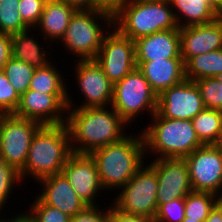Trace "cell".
Returning <instances> with one entry per match:
<instances>
[{"instance_id":"1","label":"cell","mask_w":222,"mask_h":222,"mask_svg":"<svg viewBox=\"0 0 222 222\" xmlns=\"http://www.w3.org/2000/svg\"><path fill=\"white\" fill-rule=\"evenodd\" d=\"M109 107L67 108L65 124L70 133L73 153L90 154L128 135L125 132L128 124Z\"/></svg>"},{"instance_id":"2","label":"cell","mask_w":222,"mask_h":222,"mask_svg":"<svg viewBox=\"0 0 222 222\" xmlns=\"http://www.w3.org/2000/svg\"><path fill=\"white\" fill-rule=\"evenodd\" d=\"M72 154L70 133L65 123L41 125L32 137L25 166L19 172L21 181L30 177L38 182L62 173Z\"/></svg>"},{"instance_id":"3","label":"cell","mask_w":222,"mask_h":222,"mask_svg":"<svg viewBox=\"0 0 222 222\" xmlns=\"http://www.w3.org/2000/svg\"><path fill=\"white\" fill-rule=\"evenodd\" d=\"M145 142L140 135L129 134L121 141L99 147L90 153L95 160L103 191L121 189L145 164Z\"/></svg>"},{"instance_id":"4","label":"cell","mask_w":222,"mask_h":222,"mask_svg":"<svg viewBox=\"0 0 222 222\" xmlns=\"http://www.w3.org/2000/svg\"><path fill=\"white\" fill-rule=\"evenodd\" d=\"M152 121L141 129L145 142V153L159 158H185L204 145L198 138L191 120L168 119L157 112Z\"/></svg>"},{"instance_id":"5","label":"cell","mask_w":222,"mask_h":222,"mask_svg":"<svg viewBox=\"0 0 222 222\" xmlns=\"http://www.w3.org/2000/svg\"><path fill=\"white\" fill-rule=\"evenodd\" d=\"M113 27L133 41L178 28L169 0H130L113 16Z\"/></svg>"},{"instance_id":"6","label":"cell","mask_w":222,"mask_h":222,"mask_svg":"<svg viewBox=\"0 0 222 222\" xmlns=\"http://www.w3.org/2000/svg\"><path fill=\"white\" fill-rule=\"evenodd\" d=\"M98 20H101V23ZM111 28H113L112 15L97 9L77 10L60 40L63 44L61 46L65 47L69 55L70 53L76 55L77 61L95 59L104 37L112 30Z\"/></svg>"},{"instance_id":"7","label":"cell","mask_w":222,"mask_h":222,"mask_svg":"<svg viewBox=\"0 0 222 222\" xmlns=\"http://www.w3.org/2000/svg\"><path fill=\"white\" fill-rule=\"evenodd\" d=\"M157 102L158 95L137 67L114 84L111 107L129 125L146 110L152 117L157 111Z\"/></svg>"},{"instance_id":"8","label":"cell","mask_w":222,"mask_h":222,"mask_svg":"<svg viewBox=\"0 0 222 222\" xmlns=\"http://www.w3.org/2000/svg\"><path fill=\"white\" fill-rule=\"evenodd\" d=\"M146 164L119 190L112 205L124 214L154 219L158 209V177L156 170Z\"/></svg>"},{"instance_id":"9","label":"cell","mask_w":222,"mask_h":222,"mask_svg":"<svg viewBox=\"0 0 222 222\" xmlns=\"http://www.w3.org/2000/svg\"><path fill=\"white\" fill-rule=\"evenodd\" d=\"M39 122L11 114H4L0 121V155L20 172L28 156L34 133Z\"/></svg>"},{"instance_id":"10","label":"cell","mask_w":222,"mask_h":222,"mask_svg":"<svg viewBox=\"0 0 222 222\" xmlns=\"http://www.w3.org/2000/svg\"><path fill=\"white\" fill-rule=\"evenodd\" d=\"M185 160L192 190L209 192L222 199V150L214 144H204L186 156Z\"/></svg>"},{"instance_id":"11","label":"cell","mask_w":222,"mask_h":222,"mask_svg":"<svg viewBox=\"0 0 222 222\" xmlns=\"http://www.w3.org/2000/svg\"><path fill=\"white\" fill-rule=\"evenodd\" d=\"M75 77L77 85L85 98L83 104L75 106L71 95L67 94V108H87L111 106L114 84L108 79L95 59L75 61ZM70 96V97H69ZM75 107H74V106Z\"/></svg>"},{"instance_id":"12","label":"cell","mask_w":222,"mask_h":222,"mask_svg":"<svg viewBox=\"0 0 222 222\" xmlns=\"http://www.w3.org/2000/svg\"><path fill=\"white\" fill-rule=\"evenodd\" d=\"M104 37L96 62L108 79L115 84L137 67L135 41L112 28Z\"/></svg>"},{"instance_id":"13","label":"cell","mask_w":222,"mask_h":222,"mask_svg":"<svg viewBox=\"0 0 222 222\" xmlns=\"http://www.w3.org/2000/svg\"><path fill=\"white\" fill-rule=\"evenodd\" d=\"M68 93H42L27 90L20 96L16 116L31 119L41 125L66 123Z\"/></svg>"},{"instance_id":"14","label":"cell","mask_w":222,"mask_h":222,"mask_svg":"<svg viewBox=\"0 0 222 222\" xmlns=\"http://www.w3.org/2000/svg\"><path fill=\"white\" fill-rule=\"evenodd\" d=\"M204 108L196 83L185 79L158 96L156 112L168 119L192 120Z\"/></svg>"},{"instance_id":"15","label":"cell","mask_w":222,"mask_h":222,"mask_svg":"<svg viewBox=\"0 0 222 222\" xmlns=\"http://www.w3.org/2000/svg\"><path fill=\"white\" fill-rule=\"evenodd\" d=\"M149 164L158 177L157 205L185 198L193 191L185 158H159Z\"/></svg>"},{"instance_id":"16","label":"cell","mask_w":222,"mask_h":222,"mask_svg":"<svg viewBox=\"0 0 222 222\" xmlns=\"http://www.w3.org/2000/svg\"><path fill=\"white\" fill-rule=\"evenodd\" d=\"M62 173L68 179L73 190L87 206H96V197L102 194L95 160L90 154L73 153L65 163Z\"/></svg>"},{"instance_id":"17","label":"cell","mask_w":222,"mask_h":222,"mask_svg":"<svg viewBox=\"0 0 222 222\" xmlns=\"http://www.w3.org/2000/svg\"><path fill=\"white\" fill-rule=\"evenodd\" d=\"M222 48V16L217 20L180 28V54L184 64L192 57Z\"/></svg>"},{"instance_id":"18","label":"cell","mask_w":222,"mask_h":222,"mask_svg":"<svg viewBox=\"0 0 222 222\" xmlns=\"http://www.w3.org/2000/svg\"><path fill=\"white\" fill-rule=\"evenodd\" d=\"M43 189L37 197L45 204L60 209L72 217L87 205L78 197L63 173L54 174L38 181ZM42 185V186H41Z\"/></svg>"},{"instance_id":"19","label":"cell","mask_w":222,"mask_h":222,"mask_svg":"<svg viewBox=\"0 0 222 222\" xmlns=\"http://www.w3.org/2000/svg\"><path fill=\"white\" fill-rule=\"evenodd\" d=\"M136 61L182 59L180 28L156 32L135 40Z\"/></svg>"},{"instance_id":"20","label":"cell","mask_w":222,"mask_h":222,"mask_svg":"<svg viewBox=\"0 0 222 222\" xmlns=\"http://www.w3.org/2000/svg\"><path fill=\"white\" fill-rule=\"evenodd\" d=\"M136 65L158 96L186 79L183 59L136 61Z\"/></svg>"},{"instance_id":"21","label":"cell","mask_w":222,"mask_h":222,"mask_svg":"<svg viewBox=\"0 0 222 222\" xmlns=\"http://www.w3.org/2000/svg\"><path fill=\"white\" fill-rule=\"evenodd\" d=\"M77 9L63 0H46L38 24L34 27L41 33L45 43L60 41L64 36L71 17ZM47 39V40H46Z\"/></svg>"},{"instance_id":"22","label":"cell","mask_w":222,"mask_h":222,"mask_svg":"<svg viewBox=\"0 0 222 222\" xmlns=\"http://www.w3.org/2000/svg\"><path fill=\"white\" fill-rule=\"evenodd\" d=\"M169 2L178 28L206 24L221 16L208 0H169Z\"/></svg>"},{"instance_id":"23","label":"cell","mask_w":222,"mask_h":222,"mask_svg":"<svg viewBox=\"0 0 222 222\" xmlns=\"http://www.w3.org/2000/svg\"><path fill=\"white\" fill-rule=\"evenodd\" d=\"M31 30H34V28L11 35L12 57L38 69L45 67L52 61L48 60L47 51L37 42L39 38L35 39Z\"/></svg>"},{"instance_id":"24","label":"cell","mask_w":222,"mask_h":222,"mask_svg":"<svg viewBox=\"0 0 222 222\" xmlns=\"http://www.w3.org/2000/svg\"><path fill=\"white\" fill-rule=\"evenodd\" d=\"M185 78L199 80L222 73V48L190 58L185 64Z\"/></svg>"},{"instance_id":"25","label":"cell","mask_w":222,"mask_h":222,"mask_svg":"<svg viewBox=\"0 0 222 222\" xmlns=\"http://www.w3.org/2000/svg\"><path fill=\"white\" fill-rule=\"evenodd\" d=\"M51 62L45 67L35 69L31 79L29 90L42 93H68V85L64 82L66 79L57 70V65Z\"/></svg>"},{"instance_id":"26","label":"cell","mask_w":222,"mask_h":222,"mask_svg":"<svg viewBox=\"0 0 222 222\" xmlns=\"http://www.w3.org/2000/svg\"><path fill=\"white\" fill-rule=\"evenodd\" d=\"M191 121L203 144H215L222 127V111L204 108Z\"/></svg>"},{"instance_id":"27","label":"cell","mask_w":222,"mask_h":222,"mask_svg":"<svg viewBox=\"0 0 222 222\" xmlns=\"http://www.w3.org/2000/svg\"><path fill=\"white\" fill-rule=\"evenodd\" d=\"M221 200L209 192L192 191L185 197V217L204 222L210 211Z\"/></svg>"},{"instance_id":"28","label":"cell","mask_w":222,"mask_h":222,"mask_svg":"<svg viewBox=\"0 0 222 222\" xmlns=\"http://www.w3.org/2000/svg\"><path fill=\"white\" fill-rule=\"evenodd\" d=\"M3 71L15 91L21 96L29 89L35 68L11 57L4 65Z\"/></svg>"},{"instance_id":"29","label":"cell","mask_w":222,"mask_h":222,"mask_svg":"<svg viewBox=\"0 0 222 222\" xmlns=\"http://www.w3.org/2000/svg\"><path fill=\"white\" fill-rule=\"evenodd\" d=\"M20 0H0V32L13 35L29 29L18 12Z\"/></svg>"},{"instance_id":"30","label":"cell","mask_w":222,"mask_h":222,"mask_svg":"<svg viewBox=\"0 0 222 222\" xmlns=\"http://www.w3.org/2000/svg\"><path fill=\"white\" fill-rule=\"evenodd\" d=\"M200 91L205 108L222 111V83L215 77L194 81Z\"/></svg>"},{"instance_id":"31","label":"cell","mask_w":222,"mask_h":222,"mask_svg":"<svg viewBox=\"0 0 222 222\" xmlns=\"http://www.w3.org/2000/svg\"><path fill=\"white\" fill-rule=\"evenodd\" d=\"M21 182L19 172L0 155V209H4L3 207L8 203L13 187L17 184L22 186Z\"/></svg>"},{"instance_id":"32","label":"cell","mask_w":222,"mask_h":222,"mask_svg":"<svg viewBox=\"0 0 222 222\" xmlns=\"http://www.w3.org/2000/svg\"><path fill=\"white\" fill-rule=\"evenodd\" d=\"M28 211L33 215L37 222H70V216L63 213L60 209L45 205L37 196L34 198Z\"/></svg>"},{"instance_id":"33","label":"cell","mask_w":222,"mask_h":222,"mask_svg":"<svg viewBox=\"0 0 222 222\" xmlns=\"http://www.w3.org/2000/svg\"><path fill=\"white\" fill-rule=\"evenodd\" d=\"M185 198H178L158 205L155 222H181L184 218Z\"/></svg>"},{"instance_id":"34","label":"cell","mask_w":222,"mask_h":222,"mask_svg":"<svg viewBox=\"0 0 222 222\" xmlns=\"http://www.w3.org/2000/svg\"><path fill=\"white\" fill-rule=\"evenodd\" d=\"M20 102V96L15 91L3 70H0V111L4 114L14 113Z\"/></svg>"},{"instance_id":"35","label":"cell","mask_w":222,"mask_h":222,"mask_svg":"<svg viewBox=\"0 0 222 222\" xmlns=\"http://www.w3.org/2000/svg\"><path fill=\"white\" fill-rule=\"evenodd\" d=\"M46 0H20L18 12L21 19L29 27L34 28L41 17Z\"/></svg>"},{"instance_id":"36","label":"cell","mask_w":222,"mask_h":222,"mask_svg":"<svg viewBox=\"0 0 222 222\" xmlns=\"http://www.w3.org/2000/svg\"><path fill=\"white\" fill-rule=\"evenodd\" d=\"M100 206H86L81 212L70 217V222H110L111 206L101 210Z\"/></svg>"},{"instance_id":"37","label":"cell","mask_w":222,"mask_h":222,"mask_svg":"<svg viewBox=\"0 0 222 222\" xmlns=\"http://www.w3.org/2000/svg\"><path fill=\"white\" fill-rule=\"evenodd\" d=\"M12 57L11 35L0 32V70Z\"/></svg>"},{"instance_id":"38","label":"cell","mask_w":222,"mask_h":222,"mask_svg":"<svg viewBox=\"0 0 222 222\" xmlns=\"http://www.w3.org/2000/svg\"><path fill=\"white\" fill-rule=\"evenodd\" d=\"M110 222H155L152 218L128 215L117 210L111 203Z\"/></svg>"},{"instance_id":"39","label":"cell","mask_w":222,"mask_h":222,"mask_svg":"<svg viewBox=\"0 0 222 222\" xmlns=\"http://www.w3.org/2000/svg\"><path fill=\"white\" fill-rule=\"evenodd\" d=\"M130 0H96V9L114 16Z\"/></svg>"},{"instance_id":"40","label":"cell","mask_w":222,"mask_h":222,"mask_svg":"<svg viewBox=\"0 0 222 222\" xmlns=\"http://www.w3.org/2000/svg\"><path fill=\"white\" fill-rule=\"evenodd\" d=\"M77 10H94L96 9V0H63Z\"/></svg>"},{"instance_id":"41","label":"cell","mask_w":222,"mask_h":222,"mask_svg":"<svg viewBox=\"0 0 222 222\" xmlns=\"http://www.w3.org/2000/svg\"><path fill=\"white\" fill-rule=\"evenodd\" d=\"M204 222H222V200L214 206Z\"/></svg>"},{"instance_id":"42","label":"cell","mask_w":222,"mask_h":222,"mask_svg":"<svg viewBox=\"0 0 222 222\" xmlns=\"http://www.w3.org/2000/svg\"><path fill=\"white\" fill-rule=\"evenodd\" d=\"M14 217V218H13ZM10 218V222H37V220L33 217L29 211H24L23 213H18L17 215Z\"/></svg>"},{"instance_id":"43","label":"cell","mask_w":222,"mask_h":222,"mask_svg":"<svg viewBox=\"0 0 222 222\" xmlns=\"http://www.w3.org/2000/svg\"><path fill=\"white\" fill-rule=\"evenodd\" d=\"M214 9L222 16V0H208Z\"/></svg>"},{"instance_id":"44","label":"cell","mask_w":222,"mask_h":222,"mask_svg":"<svg viewBox=\"0 0 222 222\" xmlns=\"http://www.w3.org/2000/svg\"><path fill=\"white\" fill-rule=\"evenodd\" d=\"M214 145L216 147H218L220 150H222V127H221V130H220L219 137H218V139H217V141L215 142Z\"/></svg>"},{"instance_id":"45","label":"cell","mask_w":222,"mask_h":222,"mask_svg":"<svg viewBox=\"0 0 222 222\" xmlns=\"http://www.w3.org/2000/svg\"><path fill=\"white\" fill-rule=\"evenodd\" d=\"M181 222H200V221L185 217Z\"/></svg>"},{"instance_id":"46","label":"cell","mask_w":222,"mask_h":222,"mask_svg":"<svg viewBox=\"0 0 222 222\" xmlns=\"http://www.w3.org/2000/svg\"><path fill=\"white\" fill-rule=\"evenodd\" d=\"M218 81H220L222 83V73L217 74L216 76H214Z\"/></svg>"},{"instance_id":"47","label":"cell","mask_w":222,"mask_h":222,"mask_svg":"<svg viewBox=\"0 0 222 222\" xmlns=\"http://www.w3.org/2000/svg\"><path fill=\"white\" fill-rule=\"evenodd\" d=\"M4 209H0V211H2ZM1 214V213H0ZM2 218V219H1ZM4 217H0V222H5L8 218H6L5 220L3 219Z\"/></svg>"},{"instance_id":"48","label":"cell","mask_w":222,"mask_h":222,"mask_svg":"<svg viewBox=\"0 0 222 222\" xmlns=\"http://www.w3.org/2000/svg\"><path fill=\"white\" fill-rule=\"evenodd\" d=\"M3 115H4V113L0 111V121H1V119L3 117Z\"/></svg>"}]
</instances>
